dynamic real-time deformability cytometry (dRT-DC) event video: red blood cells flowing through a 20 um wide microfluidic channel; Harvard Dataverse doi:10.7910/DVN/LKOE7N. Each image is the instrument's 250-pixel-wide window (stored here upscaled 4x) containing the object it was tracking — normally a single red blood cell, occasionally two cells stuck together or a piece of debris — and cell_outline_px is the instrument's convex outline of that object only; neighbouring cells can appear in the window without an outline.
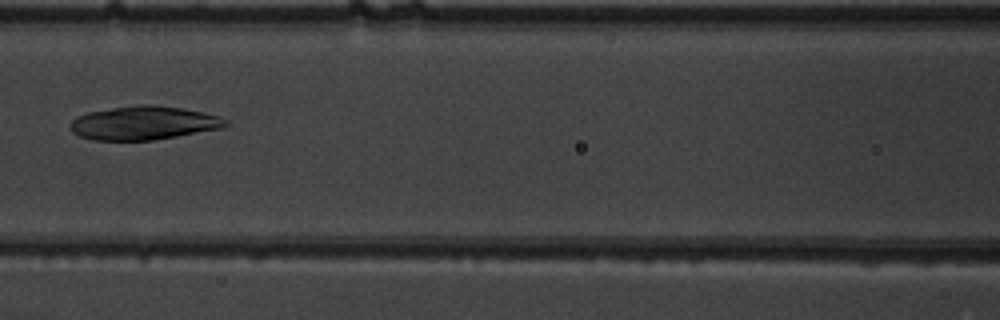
{"species": "common noctule bat (a hibernating species)", "species_latin": "Nyctalus noctula", "temperature_condition": "warm", "stored_images_in_passage": 6, "camera_frame_rate_fps": 3000, "um_per_image_px": 0.085, "animal": {"sex": "male", "body_mass_g": 19.5, "forearm_length_mm": 54.6}, "frame": {"image": 1, "passage_image": 6, "time_ms": 1.667, "image_size_px": [1000, 320], "cell_outline_px": [[228, 124], [224, 128], [152, 140], [92, 140], [80, 136], [72, 132], [72, 120], [76, 116], [88, 112], [112, 108], [140, 104], [148, 104], [180, 108], [204, 112], [228, 120]], "centroid_in_image_um": [12.22, 10.45], "position_along_channel_um": 154.4, "area_um2": 30.23}}